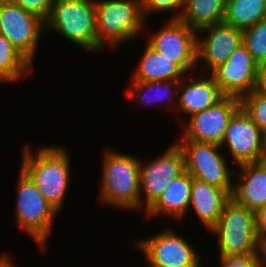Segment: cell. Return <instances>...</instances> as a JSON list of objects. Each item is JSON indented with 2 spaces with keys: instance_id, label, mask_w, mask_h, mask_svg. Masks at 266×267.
I'll list each match as a JSON object with an SVG mask.
<instances>
[{
  "instance_id": "6da1fadb",
  "label": "cell",
  "mask_w": 266,
  "mask_h": 267,
  "mask_svg": "<svg viewBox=\"0 0 266 267\" xmlns=\"http://www.w3.org/2000/svg\"><path fill=\"white\" fill-rule=\"evenodd\" d=\"M22 147L19 167L34 182L46 201L58 212L62 211L73 178L68 149L56 144L38 146L34 151L29 143Z\"/></svg>"
},
{
  "instance_id": "7a4b0ae2",
  "label": "cell",
  "mask_w": 266,
  "mask_h": 267,
  "mask_svg": "<svg viewBox=\"0 0 266 267\" xmlns=\"http://www.w3.org/2000/svg\"><path fill=\"white\" fill-rule=\"evenodd\" d=\"M140 158L105 148L102 153L99 203L142 213L140 201Z\"/></svg>"
},
{
  "instance_id": "3957f363",
  "label": "cell",
  "mask_w": 266,
  "mask_h": 267,
  "mask_svg": "<svg viewBox=\"0 0 266 267\" xmlns=\"http://www.w3.org/2000/svg\"><path fill=\"white\" fill-rule=\"evenodd\" d=\"M95 8L97 52L107 47L109 51L117 50L144 34V26L148 27L140 0H95Z\"/></svg>"
},
{
  "instance_id": "277c9868",
  "label": "cell",
  "mask_w": 266,
  "mask_h": 267,
  "mask_svg": "<svg viewBox=\"0 0 266 267\" xmlns=\"http://www.w3.org/2000/svg\"><path fill=\"white\" fill-rule=\"evenodd\" d=\"M16 186L14 222L19 229L38 246L40 252L47 250L59 212L50 205L30 177L19 168ZM54 223V224H53ZM49 242V243H48Z\"/></svg>"
},
{
  "instance_id": "5b68a950",
  "label": "cell",
  "mask_w": 266,
  "mask_h": 267,
  "mask_svg": "<svg viewBox=\"0 0 266 267\" xmlns=\"http://www.w3.org/2000/svg\"><path fill=\"white\" fill-rule=\"evenodd\" d=\"M62 35L82 51L97 53L95 0H55L45 32Z\"/></svg>"
},
{
  "instance_id": "8992f818",
  "label": "cell",
  "mask_w": 266,
  "mask_h": 267,
  "mask_svg": "<svg viewBox=\"0 0 266 267\" xmlns=\"http://www.w3.org/2000/svg\"><path fill=\"white\" fill-rule=\"evenodd\" d=\"M217 235L219 257L261 254L255 212L230 199L217 224L209 231Z\"/></svg>"
},
{
  "instance_id": "52a82bcc",
  "label": "cell",
  "mask_w": 266,
  "mask_h": 267,
  "mask_svg": "<svg viewBox=\"0 0 266 267\" xmlns=\"http://www.w3.org/2000/svg\"><path fill=\"white\" fill-rule=\"evenodd\" d=\"M155 235L134 240L147 267H203L201 252L187 238L173 229L172 224L160 229Z\"/></svg>"
},
{
  "instance_id": "ba28073f",
  "label": "cell",
  "mask_w": 266,
  "mask_h": 267,
  "mask_svg": "<svg viewBox=\"0 0 266 267\" xmlns=\"http://www.w3.org/2000/svg\"><path fill=\"white\" fill-rule=\"evenodd\" d=\"M175 142L183 152L185 170L193 178L222 188L231 195L235 167L230 166L220 145L194 141Z\"/></svg>"
},
{
  "instance_id": "9c48e42d",
  "label": "cell",
  "mask_w": 266,
  "mask_h": 267,
  "mask_svg": "<svg viewBox=\"0 0 266 267\" xmlns=\"http://www.w3.org/2000/svg\"><path fill=\"white\" fill-rule=\"evenodd\" d=\"M45 32V21L10 0H0V34L32 65Z\"/></svg>"
},
{
  "instance_id": "30bf717a",
  "label": "cell",
  "mask_w": 266,
  "mask_h": 267,
  "mask_svg": "<svg viewBox=\"0 0 266 267\" xmlns=\"http://www.w3.org/2000/svg\"><path fill=\"white\" fill-rule=\"evenodd\" d=\"M140 160V201L145 212L171 182L185 171L184 156L175 142L147 163Z\"/></svg>"
},
{
  "instance_id": "8fae6325",
  "label": "cell",
  "mask_w": 266,
  "mask_h": 267,
  "mask_svg": "<svg viewBox=\"0 0 266 267\" xmlns=\"http://www.w3.org/2000/svg\"><path fill=\"white\" fill-rule=\"evenodd\" d=\"M240 107V99L223 96L209 108L189 116L179 126L182 132L176 140L221 145L228 122Z\"/></svg>"
},
{
  "instance_id": "7c38bea8",
  "label": "cell",
  "mask_w": 266,
  "mask_h": 267,
  "mask_svg": "<svg viewBox=\"0 0 266 267\" xmlns=\"http://www.w3.org/2000/svg\"><path fill=\"white\" fill-rule=\"evenodd\" d=\"M161 26L154 33H145L149 35L147 43L157 52L172 59L186 73L196 71L197 31L180 19L167 18Z\"/></svg>"
},
{
  "instance_id": "4fadbf2b",
  "label": "cell",
  "mask_w": 266,
  "mask_h": 267,
  "mask_svg": "<svg viewBox=\"0 0 266 267\" xmlns=\"http://www.w3.org/2000/svg\"><path fill=\"white\" fill-rule=\"evenodd\" d=\"M220 146L228 148L235 166L266 160V135L242 107L230 118Z\"/></svg>"
},
{
  "instance_id": "5bb4252c",
  "label": "cell",
  "mask_w": 266,
  "mask_h": 267,
  "mask_svg": "<svg viewBox=\"0 0 266 267\" xmlns=\"http://www.w3.org/2000/svg\"><path fill=\"white\" fill-rule=\"evenodd\" d=\"M242 39L243 30L224 22L198 30L196 67L200 72L212 73L242 44Z\"/></svg>"
},
{
  "instance_id": "9a60e30c",
  "label": "cell",
  "mask_w": 266,
  "mask_h": 267,
  "mask_svg": "<svg viewBox=\"0 0 266 267\" xmlns=\"http://www.w3.org/2000/svg\"><path fill=\"white\" fill-rule=\"evenodd\" d=\"M259 65L240 44L212 74L223 96L242 99L256 89Z\"/></svg>"
},
{
  "instance_id": "2e32d148",
  "label": "cell",
  "mask_w": 266,
  "mask_h": 267,
  "mask_svg": "<svg viewBox=\"0 0 266 267\" xmlns=\"http://www.w3.org/2000/svg\"><path fill=\"white\" fill-rule=\"evenodd\" d=\"M199 73V77L198 73L194 76V71L190 75L187 73L180 81L176 107L177 115L180 116L179 119L177 118V121L180 122L179 126L189 116L209 108L223 97L214 75L212 73Z\"/></svg>"
},
{
  "instance_id": "e0dca14e",
  "label": "cell",
  "mask_w": 266,
  "mask_h": 267,
  "mask_svg": "<svg viewBox=\"0 0 266 267\" xmlns=\"http://www.w3.org/2000/svg\"><path fill=\"white\" fill-rule=\"evenodd\" d=\"M230 196L235 203L253 212L265 206L266 160L235 166Z\"/></svg>"
},
{
  "instance_id": "ac0fdd59",
  "label": "cell",
  "mask_w": 266,
  "mask_h": 267,
  "mask_svg": "<svg viewBox=\"0 0 266 267\" xmlns=\"http://www.w3.org/2000/svg\"><path fill=\"white\" fill-rule=\"evenodd\" d=\"M191 186L192 176L185 170L166 187L144 215L151 220L163 215L181 223L189 210Z\"/></svg>"
},
{
  "instance_id": "d6986e66",
  "label": "cell",
  "mask_w": 266,
  "mask_h": 267,
  "mask_svg": "<svg viewBox=\"0 0 266 267\" xmlns=\"http://www.w3.org/2000/svg\"><path fill=\"white\" fill-rule=\"evenodd\" d=\"M230 199L231 196L226 190L192 177L188 213L193 211L198 221L209 233L217 224L224 205Z\"/></svg>"
},
{
  "instance_id": "ffe728a7",
  "label": "cell",
  "mask_w": 266,
  "mask_h": 267,
  "mask_svg": "<svg viewBox=\"0 0 266 267\" xmlns=\"http://www.w3.org/2000/svg\"><path fill=\"white\" fill-rule=\"evenodd\" d=\"M145 46L130 81H171L186 76L187 73L172 59L157 52L147 42Z\"/></svg>"
},
{
  "instance_id": "44dd1931",
  "label": "cell",
  "mask_w": 266,
  "mask_h": 267,
  "mask_svg": "<svg viewBox=\"0 0 266 267\" xmlns=\"http://www.w3.org/2000/svg\"><path fill=\"white\" fill-rule=\"evenodd\" d=\"M180 81H131L126 89V95L131 99L130 101H134L137 107L152 106L157 102V104L161 103V105L164 103V106L166 104L167 109L169 107L172 110L173 107V109L177 107Z\"/></svg>"
},
{
  "instance_id": "7402d4cb",
  "label": "cell",
  "mask_w": 266,
  "mask_h": 267,
  "mask_svg": "<svg viewBox=\"0 0 266 267\" xmlns=\"http://www.w3.org/2000/svg\"><path fill=\"white\" fill-rule=\"evenodd\" d=\"M226 0H185L180 20L198 31L224 22Z\"/></svg>"
},
{
  "instance_id": "603a6c76",
  "label": "cell",
  "mask_w": 266,
  "mask_h": 267,
  "mask_svg": "<svg viewBox=\"0 0 266 267\" xmlns=\"http://www.w3.org/2000/svg\"><path fill=\"white\" fill-rule=\"evenodd\" d=\"M266 18V0H226L224 23L247 29Z\"/></svg>"
},
{
  "instance_id": "cb8c5ba5",
  "label": "cell",
  "mask_w": 266,
  "mask_h": 267,
  "mask_svg": "<svg viewBox=\"0 0 266 267\" xmlns=\"http://www.w3.org/2000/svg\"><path fill=\"white\" fill-rule=\"evenodd\" d=\"M33 67L11 44L0 34V83L19 82L27 75L33 74Z\"/></svg>"
},
{
  "instance_id": "d4e9b609",
  "label": "cell",
  "mask_w": 266,
  "mask_h": 267,
  "mask_svg": "<svg viewBox=\"0 0 266 267\" xmlns=\"http://www.w3.org/2000/svg\"><path fill=\"white\" fill-rule=\"evenodd\" d=\"M242 43L258 65L266 64V18L243 30Z\"/></svg>"
},
{
  "instance_id": "484cf974",
  "label": "cell",
  "mask_w": 266,
  "mask_h": 267,
  "mask_svg": "<svg viewBox=\"0 0 266 267\" xmlns=\"http://www.w3.org/2000/svg\"><path fill=\"white\" fill-rule=\"evenodd\" d=\"M241 107L266 135V95L253 90L241 99Z\"/></svg>"
},
{
  "instance_id": "4316f807",
  "label": "cell",
  "mask_w": 266,
  "mask_h": 267,
  "mask_svg": "<svg viewBox=\"0 0 266 267\" xmlns=\"http://www.w3.org/2000/svg\"><path fill=\"white\" fill-rule=\"evenodd\" d=\"M140 1L142 6V11L147 22H150L148 21V17H151L150 16L151 14L155 15V12L156 14L161 13L162 15L164 13L166 14L167 12L169 14H172L170 19H180L185 4V0H140Z\"/></svg>"
},
{
  "instance_id": "83f0119b",
  "label": "cell",
  "mask_w": 266,
  "mask_h": 267,
  "mask_svg": "<svg viewBox=\"0 0 266 267\" xmlns=\"http://www.w3.org/2000/svg\"><path fill=\"white\" fill-rule=\"evenodd\" d=\"M23 8L25 11L31 12L46 21L51 13L55 0H10Z\"/></svg>"
},
{
  "instance_id": "f1b7e54d",
  "label": "cell",
  "mask_w": 266,
  "mask_h": 267,
  "mask_svg": "<svg viewBox=\"0 0 266 267\" xmlns=\"http://www.w3.org/2000/svg\"><path fill=\"white\" fill-rule=\"evenodd\" d=\"M220 261V262H219ZM219 267H262L261 254L219 257Z\"/></svg>"
},
{
  "instance_id": "f546056e",
  "label": "cell",
  "mask_w": 266,
  "mask_h": 267,
  "mask_svg": "<svg viewBox=\"0 0 266 267\" xmlns=\"http://www.w3.org/2000/svg\"><path fill=\"white\" fill-rule=\"evenodd\" d=\"M257 235L261 247L266 244V205L255 212Z\"/></svg>"
},
{
  "instance_id": "4dcf8cb0",
  "label": "cell",
  "mask_w": 266,
  "mask_h": 267,
  "mask_svg": "<svg viewBox=\"0 0 266 267\" xmlns=\"http://www.w3.org/2000/svg\"><path fill=\"white\" fill-rule=\"evenodd\" d=\"M256 91L266 95V64L259 65Z\"/></svg>"
},
{
  "instance_id": "1f68e13d",
  "label": "cell",
  "mask_w": 266,
  "mask_h": 267,
  "mask_svg": "<svg viewBox=\"0 0 266 267\" xmlns=\"http://www.w3.org/2000/svg\"><path fill=\"white\" fill-rule=\"evenodd\" d=\"M0 267H15L14 262L7 253H2L0 255Z\"/></svg>"
},
{
  "instance_id": "d6a6232c",
  "label": "cell",
  "mask_w": 266,
  "mask_h": 267,
  "mask_svg": "<svg viewBox=\"0 0 266 267\" xmlns=\"http://www.w3.org/2000/svg\"><path fill=\"white\" fill-rule=\"evenodd\" d=\"M262 267H266V244L261 247Z\"/></svg>"
}]
</instances>
